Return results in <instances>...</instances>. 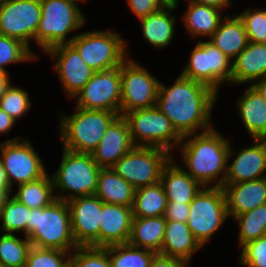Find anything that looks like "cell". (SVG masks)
I'll return each instance as SVG.
<instances>
[{
    "label": "cell",
    "mask_w": 266,
    "mask_h": 267,
    "mask_svg": "<svg viewBox=\"0 0 266 267\" xmlns=\"http://www.w3.org/2000/svg\"><path fill=\"white\" fill-rule=\"evenodd\" d=\"M217 93L209 86L179 75L169 88L160 83L156 107L183 138L214 127L209 122Z\"/></svg>",
    "instance_id": "obj_1"
},
{
    "label": "cell",
    "mask_w": 266,
    "mask_h": 267,
    "mask_svg": "<svg viewBox=\"0 0 266 267\" xmlns=\"http://www.w3.org/2000/svg\"><path fill=\"white\" fill-rule=\"evenodd\" d=\"M179 145L181 160L185 164L183 168L186 167V172L193 179L203 187L211 186V182L216 183L212 187H223L228 161L234 154L228 139L212 128L205 132L202 130L200 134L184 136Z\"/></svg>",
    "instance_id": "obj_2"
},
{
    "label": "cell",
    "mask_w": 266,
    "mask_h": 267,
    "mask_svg": "<svg viewBox=\"0 0 266 267\" xmlns=\"http://www.w3.org/2000/svg\"><path fill=\"white\" fill-rule=\"evenodd\" d=\"M27 238L33 246L72 252L76 247L67 201L56 199L49 206L30 209Z\"/></svg>",
    "instance_id": "obj_3"
},
{
    "label": "cell",
    "mask_w": 266,
    "mask_h": 267,
    "mask_svg": "<svg viewBox=\"0 0 266 267\" xmlns=\"http://www.w3.org/2000/svg\"><path fill=\"white\" fill-rule=\"evenodd\" d=\"M74 114L60 117L62 147L77 153L91 154L101 141L110 123L119 115L105 110L75 107Z\"/></svg>",
    "instance_id": "obj_4"
},
{
    "label": "cell",
    "mask_w": 266,
    "mask_h": 267,
    "mask_svg": "<svg viewBox=\"0 0 266 267\" xmlns=\"http://www.w3.org/2000/svg\"><path fill=\"white\" fill-rule=\"evenodd\" d=\"M41 18L36 30V43L44 53L60 44L70 43L66 36L85 23V16L78 5L68 0H40Z\"/></svg>",
    "instance_id": "obj_5"
},
{
    "label": "cell",
    "mask_w": 266,
    "mask_h": 267,
    "mask_svg": "<svg viewBox=\"0 0 266 267\" xmlns=\"http://www.w3.org/2000/svg\"><path fill=\"white\" fill-rule=\"evenodd\" d=\"M60 167L51 176L55 190L71 192L69 195L57 194L56 199L68 201L79 196L96 193L101 167L94 161L92 154L77 153L65 148Z\"/></svg>",
    "instance_id": "obj_6"
},
{
    "label": "cell",
    "mask_w": 266,
    "mask_h": 267,
    "mask_svg": "<svg viewBox=\"0 0 266 267\" xmlns=\"http://www.w3.org/2000/svg\"><path fill=\"white\" fill-rule=\"evenodd\" d=\"M124 117L134 146L157 147L171 153L182 142L171 121L156 106L130 111Z\"/></svg>",
    "instance_id": "obj_7"
},
{
    "label": "cell",
    "mask_w": 266,
    "mask_h": 267,
    "mask_svg": "<svg viewBox=\"0 0 266 267\" xmlns=\"http://www.w3.org/2000/svg\"><path fill=\"white\" fill-rule=\"evenodd\" d=\"M70 44L94 72L118 68L128 58V44L111 30L77 34Z\"/></svg>",
    "instance_id": "obj_8"
},
{
    "label": "cell",
    "mask_w": 266,
    "mask_h": 267,
    "mask_svg": "<svg viewBox=\"0 0 266 267\" xmlns=\"http://www.w3.org/2000/svg\"><path fill=\"white\" fill-rule=\"evenodd\" d=\"M172 155L157 147L134 146L111 168L135 189L160 182L164 166Z\"/></svg>",
    "instance_id": "obj_9"
},
{
    "label": "cell",
    "mask_w": 266,
    "mask_h": 267,
    "mask_svg": "<svg viewBox=\"0 0 266 267\" xmlns=\"http://www.w3.org/2000/svg\"><path fill=\"white\" fill-rule=\"evenodd\" d=\"M229 217L223 188L203 187L190 203L187 225L204 246Z\"/></svg>",
    "instance_id": "obj_10"
},
{
    "label": "cell",
    "mask_w": 266,
    "mask_h": 267,
    "mask_svg": "<svg viewBox=\"0 0 266 267\" xmlns=\"http://www.w3.org/2000/svg\"><path fill=\"white\" fill-rule=\"evenodd\" d=\"M181 75L209 86L218 94L223 82L232 83V60L210 41H199Z\"/></svg>",
    "instance_id": "obj_11"
},
{
    "label": "cell",
    "mask_w": 266,
    "mask_h": 267,
    "mask_svg": "<svg viewBox=\"0 0 266 267\" xmlns=\"http://www.w3.org/2000/svg\"><path fill=\"white\" fill-rule=\"evenodd\" d=\"M160 81L141 65L127 58L121 64L120 115L156 106Z\"/></svg>",
    "instance_id": "obj_12"
},
{
    "label": "cell",
    "mask_w": 266,
    "mask_h": 267,
    "mask_svg": "<svg viewBox=\"0 0 266 267\" xmlns=\"http://www.w3.org/2000/svg\"><path fill=\"white\" fill-rule=\"evenodd\" d=\"M0 150V159L11 187L16 181L20 185L38 180L47 174L41 157L27 139H8L0 143Z\"/></svg>",
    "instance_id": "obj_13"
},
{
    "label": "cell",
    "mask_w": 266,
    "mask_h": 267,
    "mask_svg": "<svg viewBox=\"0 0 266 267\" xmlns=\"http://www.w3.org/2000/svg\"><path fill=\"white\" fill-rule=\"evenodd\" d=\"M75 97L78 108L105 110L120 115L121 66L94 72L91 79Z\"/></svg>",
    "instance_id": "obj_14"
},
{
    "label": "cell",
    "mask_w": 266,
    "mask_h": 267,
    "mask_svg": "<svg viewBox=\"0 0 266 267\" xmlns=\"http://www.w3.org/2000/svg\"><path fill=\"white\" fill-rule=\"evenodd\" d=\"M40 18V0H5L0 6V35L20 40L30 49Z\"/></svg>",
    "instance_id": "obj_15"
},
{
    "label": "cell",
    "mask_w": 266,
    "mask_h": 267,
    "mask_svg": "<svg viewBox=\"0 0 266 267\" xmlns=\"http://www.w3.org/2000/svg\"><path fill=\"white\" fill-rule=\"evenodd\" d=\"M71 230L78 247H99V220L103 201L95 194L67 201Z\"/></svg>",
    "instance_id": "obj_16"
},
{
    "label": "cell",
    "mask_w": 266,
    "mask_h": 267,
    "mask_svg": "<svg viewBox=\"0 0 266 267\" xmlns=\"http://www.w3.org/2000/svg\"><path fill=\"white\" fill-rule=\"evenodd\" d=\"M45 53L56 58L53 68L57 72L63 89L69 98L75 95L91 79L94 71L82 60L78 51L70 44H60L48 49Z\"/></svg>",
    "instance_id": "obj_17"
},
{
    "label": "cell",
    "mask_w": 266,
    "mask_h": 267,
    "mask_svg": "<svg viewBox=\"0 0 266 267\" xmlns=\"http://www.w3.org/2000/svg\"><path fill=\"white\" fill-rule=\"evenodd\" d=\"M134 147L128 122L118 115L108 126L97 148L91 153L101 168H111Z\"/></svg>",
    "instance_id": "obj_18"
},
{
    "label": "cell",
    "mask_w": 266,
    "mask_h": 267,
    "mask_svg": "<svg viewBox=\"0 0 266 267\" xmlns=\"http://www.w3.org/2000/svg\"><path fill=\"white\" fill-rule=\"evenodd\" d=\"M251 147L242 148L230 166L224 184H235L265 178L266 144L261 139H253Z\"/></svg>",
    "instance_id": "obj_19"
},
{
    "label": "cell",
    "mask_w": 266,
    "mask_h": 267,
    "mask_svg": "<svg viewBox=\"0 0 266 267\" xmlns=\"http://www.w3.org/2000/svg\"><path fill=\"white\" fill-rule=\"evenodd\" d=\"M132 220V207L103 202L99 220V247L128 243Z\"/></svg>",
    "instance_id": "obj_20"
},
{
    "label": "cell",
    "mask_w": 266,
    "mask_h": 267,
    "mask_svg": "<svg viewBox=\"0 0 266 267\" xmlns=\"http://www.w3.org/2000/svg\"><path fill=\"white\" fill-rule=\"evenodd\" d=\"M222 188L229 216L241 215L266 203V178L224 184Z\"/></svg>",
    "instance_id": "obj_21"
},
{
    "label": "cell",
    "mask_w": 266,
    "mask_h": 267,
    "mask_svg": "<svg viewBox=\"0 0 266 267\" xmlns=\"http://www.w3.org/2000/svg\"><path fill=\"white\" fill-rule=\"evenodd\" d=\"M173 160L164 166L160 182L168 201L190 204L203 186Z\"/></svg>",
    "instance_id": "obj_22"
},
{
    "label": "cell",
    "mask_w": 266,
    "mask_h": 267,
    "mask_svg": "<svg viewBox=\"0 0 266 267\" xmlns=\"http://www.w3.org/2000/svg\"><path fill=\"white\" fill-rule=\"evenodd\" d=\"M264 78H266V43L249 42L232 62V82L255 83Z\"/></svg>",
    "instance_id": "obj_23"
},
{
    "label": "cell",
    "mask_w": 266,
    "mask_h": 267,
    "mask_svg": "<svg viewBox=\"0 0 266 267\" xmlns=\"http://www.w3.org/2000/svg\"><path fill=\"white\" fill-rule=\"evenodd\" d=\"M201 247L186 223L166 220L160 254L182 260L189 265L192 255Z\"/></svg>",
    "instance_id": "obj_24"
},
{
    "label": "cell",
    "mask_w": 266,
    "mask_h": 267,
    "mask_svg": "<svg viewBox=\"0 0 266 267\" xmlns=\"http://www.w3.org/2000/svg\"><path fill=\"white\" fill-rule=\"evenodd\" d=\"M176 8V4H165L152 14L139 18L143 37L154 48L167 47L173 39L176 17L171 13Z\"/></svg>",
    "instance_id": "obj_25"
},
{
    "label": "cell",
    "mask_w": 266,
    "mask_h": 267,
    "mask_svg": "<svg viewBox=\"0 0 266 267\" xmlns=\"http://www.w3.org/2000/svg\"><path fill=\"white\" fill-rule=\"evenodd\" d=\"M209 41L231 60L235 59L248 45L249 40L241 18L234 13L226 15Z\"/></svg>",
    "instance_id": "obj_26"
},
{
    "label": "cell",
    "mask_w": 266,
    "mask_h": 267,
    "mask_svg": "<svg viewBox=\"0 0 266 267\" xmlns=\"http://www.w3.org/2000/svg\"><path fill=\"white\" fill-rule=\"evenodd\" d=\"M238 114L252 139H262L266 134V102L250 85L239 101Z\"/></svg>",
    "instance_id": "obj_27"
},
{
    "label": "cell",
    "mask_w": 266,
    "mask_h": 267,
    "mask_svg": "<svg viewBox=\"0 0 266 267\" xmlns=\"http://www.w3.org/2000/svg\"><path fill=\"white\" fill-rule=\"evenodd\" d=\"M166 219L157 217H133L128 243L133 246L160 253L164 239Z\"/></svg>",
    "instance_id": "obj_28"
},
{
    "label": "cell",
    "mask_w": 266,
    "mask_h": 267,
    "mask_svg": "<svg viewBox=\"0 0 266 267\" xmlns=\"http://www.w3.org/2000/svg\"><path fill=\"white\" fill-rule=\"evenodd\" d=\"M135 188L112 168H101L95 195L104 203L132 207Z\"/></svg>",
    "instance_id": "obj_29"
},
{
    "label": "cell",
    "mask_w": 266,
    "mask_h": 267,
    "mask_svg": "<svg viewBox=\"0 0 266 267\" xmlns=\"http://www.w3.org/2000/svg\"><path fill=\"white\" fill-rule=\"evenodd\" d=\"M221 11L213 6L189 1L187 10L183 14L186 30L192 37L208 36L210 38L224 18Z\"/></svg>",
    "instance_id": "obj_30"
},
{
    "label": "cell",
    "mask_w": 266,
    "mask_h": 267,
    "mask_svg": "<svg viewBox=\"0 0 266 267\" xmlns=\"http://www.w3.org/2000/svg\"><path fill=\"white\" fill-rule=\"evenodd\" d=\"M168 200L161 182L135 189L133 217L164 216Z\"/></svg>",
    "instance_id": "obj_31"
},
{
    "label": "cell",
    "mask_w": 266,
    "mask_h": 267,
    "mask_svg": "<svg viewBox=\"0 0 266 267\" xmlns=\"http://www.w3.org/2000/svg\"><path fill=\"white\" fill-rule=\"evenodd\" d=\"M17 189L12 197L29 209L46 207L56 200L53 181L48 173L38 180L18 185Z\"/></svg>",
    "instance_id": "obj_32"
},
{
    "label": "cell",
    "mask_w": 266,
    "mask_h": 267,
    "mask_svg": "<svg viewBox=\"0 0 266 267\" xmlns=\"http://www.w3.org/2000/svg\"><path fill=\"white\" fill-rule=\"evenodd\" d=\"M113 267H149L155 252L142 249L130 243L104 247Z\"/></svg>",
    "instance_id": "obj_33"
},
{
    "label": "cell",
    "mask_w": 266,
    "mask_h": 267,
    "mask_svg": "<svg viewBox=\"0 0 266 267\" xmlns=\"http://www.w3.org/2000/svg\"><path fill=\"white\" fill-rule=\"evenodd\" d=\"M232 218L240 226L239 247L266 235V203Z\"/></svg>",
    "instance_id": "obj_34"
},
{
    "label": "cell",
    "mask_w": 266,
    "mask_h": 267,
    "mask_svg": "<svg viewBox=\"0 0 266 267\" xmlns=\"http://www.w3.org/2000/svg\"><path fill=\"white\" fill-rule=\"evenodd\" d=\"M32 244L25 237L4 233L0 237V263L8 267H24Z\"/></svg>",
    "instance_id": "obj_35"
},
{
    "label": "cell",
    "mask_w": 266,
    "mask_h": 267,
    "mask_svg": "<svg viewBox=\"0 0 266 267\" xmlns=\"http://www.w3.org/2000/svg\"><path fill=\"white\" fill-rule=\"evenodd\" d=\"M30 209L11 197L5 204L0 219L2 221L0 230L6 234H14V232L22 231L27 237V223L29 219Z\"/></svg>",
    "instance_id": "obj_36"
},
{
    "label": "cell",
    "mask_w": 266,
    "mask_h": 267,
    "mask_svg": "<svg viewBox=\"0 0 266 267\" xmlns=\"http://www.w3.org/2000/svg\"><path fill=\"white\" fill-rule=\"evenodd\" d=\"M29 60H38V56L20 40L0 35V73L8 74L7 64Z\"/></svg>",
    "instance_id": "obj_37"
},
{
    "label": "cell",
    "mask_w": 266,
    "mask_h": 267,
    "mask_svg": "<svg viewBox=\"0 0 266 267\" xmlns=\"http://www.w3.org/2000/svg\"><path fill=\"white\" fill-rule=\"evenodd\" d=\"M70 255L71 253L66 251L39 248L32 245L24 267H68Z\"/></svg>",
    "instance_id": "obj_38"
},
{
    "label": "cell",
    "mask_w": 266,
    "mask_h": 267,
    "mask_svg": "<svg viewBox=\"0 0 266 267\" xmlns=\"http://www.w3.org/2000/svg\"><path fill=\"white\" fill-rule=\"evenodd\" d=\"M31 108L28 92L11 83L0 98V109L14 120L21 118Z\"/></svg>",
    "instance_id": "obj_39"
},
{
    "label": "cell",
    "mask_w": 266,
    "mask_h": 267,
    "mask_svg": "<svg viewBox=\"0 0 266 267\" xmlns=\"http://www.w3.org/2000/svg\"><path fill=\"white\" fill-rule=\"evenodd\" d=\"M72 267H113L103 247H76L70 255Z\"/></svg>",
    "instance_id": "obj_40"
},
{
    "label": "cell",
    "mask_w": 266,
    "mask_h": 267,
    "mask_svg": "<svg viewBox=\"0 0 266 267\" xmlns=\"http://www.w3.org/2000/svg\"><path fill=\"white\" fill-rule=\"evenodd\" d=\"M238 16L243 21L249 42L266 43V10L248 8Z\"/></svg>",
    "instance_id": "obj_41"
},
{
    "label": "cell",
    "mask_w": 266,
    "mask_h": 267,
    "mask_svg": "<svg viewBox=\"0 0 266 267\" xmlns=\"http://www.w3.org/2000/svg\"><path fill=\"white\" fill-rule=\"evenodd\" d=\"M241 248L240 265L266 267V235L246 243Z\"/></svg>",
    "instance_id": "obj_42"
},
{
    "label": "cell",
    "mask_w": 266,
    "mask_h": 267,
    "mask_svg": "<svg viewBox=\"0 0 266 267\" xmlns=\"http://www.w3.org/2000/svg\"><path fill=\"white\" fill-rule=\"evenodd\" d=\"M127 3L137 18L152 14L166 4L162 0H127Z\"/></svg>",
    "instance_id": "obj_43"
},
{
    "label": "cell",
    "mask_w": 266,
    "mask_h": 267,
    "mask_svg": "<svg viewBox=\"0 0 266 267\" xmlns=\"http://www.w3.org/2000/svg\"><path fill=\"white\" fill-rule=\"evenodd\" d=\"M190 204L177 203L174 201H168V205L165 212L166 220L180 221L187 223L189 217Z\"/></svg>",
    "instance_id": "obj_44"
},
{
    "label": "cell",
    "mask_w": 266,
    "mask_h": 267,
    "mask_svg": "<svg viewBox=\"0 0 266 267\" xmlns=\"http://www.w3.org/2000/svg\"><path fill=\"white\" fill-rule=\"evenodd\" d=\"M149 267H190L184 261L156 253Z\"/></svg>",
    "instance_id": "obj_45"
},
{
    "label": "cell",
    "mask_w": 266,
    "mask_h": 267,
    "mask_svg": "<svg viewBox=\"0 0 266 267\" xmlns=\"http://www.w3.org/2000/svg\"><path fill=\"white\" fill-rule=\"evenodd\" d=\"M15 123L16 120L0 109V134L11 131Z\"/></svg>",
    "instance_id": "obj_46"
},
{
    "label": "cell",
    "mask_w": 266,
    "mask_h": 267,
    "mask_svg": "<svg viewBox=\"0 0 266 267\" xmlns=\"http://www.w3.org/2000/svg\"><path fill=\"white\" fill-rule=\"evenodd\" d=\"M190 2H195L198 4L208 5L216 7L220 10H223L227 8V6H230L231 0H189Z\"/></svg>",
    "instance_id": "obj_47"
},
{
    "label": "cell",
    "mask_w": 266,
    "mask_h": 267,
    "mask_svg": "<svg viewBox=\"0 0 266 267\" xmlns=\"http://www.w3.org/2000/svg\"><path fill=\"white\" fill-rule=\"evenodd\" d=\"M12 187L0 186V213L4 208L5 204L11 198Z\"/></svg>",
    "instance_id": "obj_48"
},
{
    "label": "cell",
    "mask_w": 266,
    "mask_h": 267,
    "mask_svg": "<svg viewBox=\"0 0 266 267\" xmlns=\"http://www.w3.org/2000/svg\"><path fill=\"white\" fill-rule=\"evenodd\" d=\"M263 97L264 101L266 102V78L261 79L255 83L251 84Z\"/></svg>",
    "instance_id": "obj_49"
},
{
    "label": "cell",
    "mask_w": 266,
    "mask_h": 267,
    "mask_svg": "<svg viewBox=\"0 0 266 267\" xmlns=\"http://www.w3.org/2000/svg\"><path fill=\"white\" fill-rule=\"evenodd\" d=\"M10 83L9 74L0 73V98L4 95L6 88Z\"/></svg>",
    "instance_id": "obj_50"
},
{
    "label": "cell",
    "mask_w": 266,
    "mask_h": 267,
    "mask_svg": "<svg viewBox=\"0 0 266 267\" xmlns=\"http://www.w3.org/2000/svg\"><path fill=\"white\" fill-rule=\"evenodd\" d=\"M0 186L11 187L1 159H0Z\"/></svg>",
    "instance_id": "obj_51"
},
{
    "label": "cell",
    "mask_w": 266,
    "mask_h": 267,
    "mask_svg": "<svg viewBox=\"0 0 266 267\" xmlns=\"http://www.w3.org/2000/svg\"><path fill=\"white\" fill-rule=\"evenodd\" d=\"M164 1L166 4H176L178 5V0H162Z\"/></svg>",
    "instance_id": "obj_52"
},
{
    "label": "cell",
    "mask_w": 266,
    "mask_h": 267,
    "mask_svg": "<svg viewBox=\"0 0 266 267\" xmlns=\"http://www.w3.org/2000/svg\"><path fill=\"white\" fill-rule=\"evenodd\" d=\"M68 1H71V2H73V3H75V4H77L76 2L78 1H76V0H68ZM79 1H82V2H86V0H79Z\"/></svg>",
    "instance_id": "obj_53"
},
{
    "label": "cell",
    "mask_w": 266,
    "mask_h": 267,
    "mask_svg": "<svg viewBox=\"0 0 266 267\" xmlns=\"http://www.w3.org/2000/svg\"><path fill=\"white\" fill-rule=\"evenodd\" d=\"M266 144V134L261 139Z\"/></svg>",
    "instance_id": "obj_54"
},
{
    "label": "cell",
    "mask_w": 266,
    "mask_h": 267,
    "mask_svg": "<svg viewBox=\"0 0 266 267\" xmlns=\"http://www.w3.org/2000/svg\"><path fill=\"white\" fill-rule=\"evenodd\" d=\"M5 2V0H0V6Z\"/></svg>",
    "instance_id": "obj_55"
},
{
    "label": "cell",
    "mask_w": 266,
    "mask_h": 267,
    "mask_svg": "<svg viewBox=\"0 0 266 267\" xmlns=\"http://www.w3.org/2000/svg\"><path fill=\"white\" fill-rule=\"evenodd\" d=\"M0 267H8V266H6L5 264H1L0 263Z\"/></svg>",
    "instance_id": "obj_56"
}]
</instances>
